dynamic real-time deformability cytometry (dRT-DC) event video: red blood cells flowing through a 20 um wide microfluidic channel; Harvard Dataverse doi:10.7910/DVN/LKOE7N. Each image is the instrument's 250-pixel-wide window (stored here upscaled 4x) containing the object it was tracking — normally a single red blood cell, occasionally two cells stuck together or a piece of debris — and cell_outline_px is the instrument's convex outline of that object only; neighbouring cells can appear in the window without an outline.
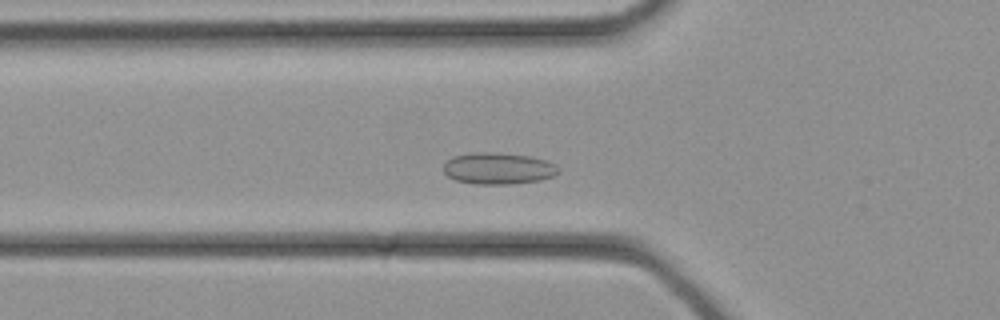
{"species": "common noctule bat (a hibernating species)", "species_latin": "Nyctalus noctula", "temperature_condition": "cold", "stored_images_in_passage": 32, "camera_frame_rate_fps": 3000, "um_per_image_px": 0.085, "animal": {"sex": "female", "body_mass_g": 21.9}, "frame": {"image": 1, "passage_image": 8, "time_ms": 2.333, "image_size_px": [1000, 320], "cell_outline_px": [[560, 172], [552, 176], [540, 180], [508, 184], [476, 184], [456, 180], [448, 176], [444, 172], [444, 164], [452, 156], [472, 152], [496, 152], [532, 156], [548, 160], [556, 164], [560, 168]], "centroid_in_image_um": [42.38, 14.3], "position_along_channel_um": 83.4, "area_um2": 21.39}}
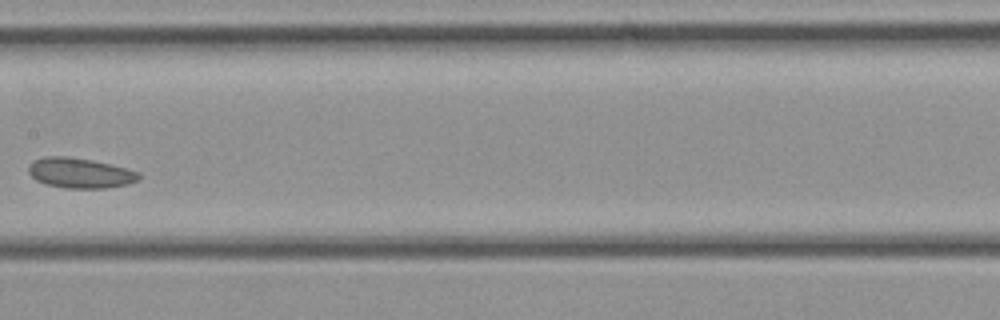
{"frame": {"image": 2, "passage_image": 14, "time_ms": 4.333, "image_size_px": [1000, 320], "cell_outline_px": [[140, 176], [136, 180], [128, 184], [108, 188], [64, 188], [44, 184], [36, 180], [28, 172], [28, 164], [32, 160], [44, 156], [68, 156], [92, 160], [140, 172]], "centroid_in_image_um": [6.74, 14.7], "position_along_channel_um": 200.7, "area_um2": 19.48}}
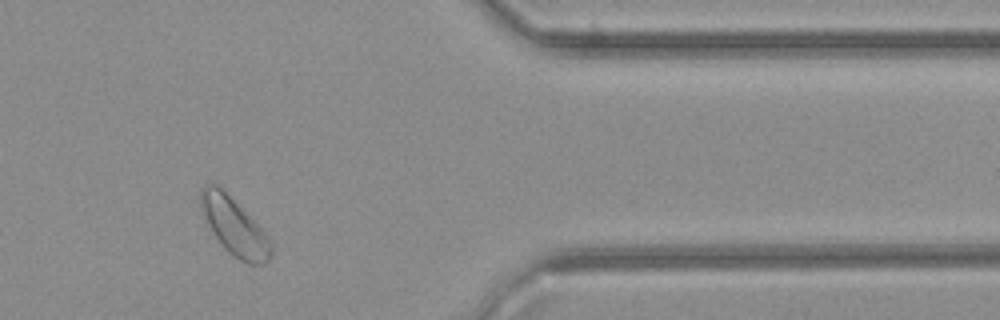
{"frame": {"image": 3, "passage_image": 25, "time_ms": 8.0, "image_size_px": [1000, 320], "cell_outline_px": [[272, 256], [264, 264], [248, 264], [232, 256], [224, 248], [216, 236], [200, 204], [200, 192], [204, 184], [216, 184], [264, 232], [272, 244]], "centroid_in_image_um": [19.94, 19.31], "position_along_channel_um": 391.5, "area_um2": 22.31}}